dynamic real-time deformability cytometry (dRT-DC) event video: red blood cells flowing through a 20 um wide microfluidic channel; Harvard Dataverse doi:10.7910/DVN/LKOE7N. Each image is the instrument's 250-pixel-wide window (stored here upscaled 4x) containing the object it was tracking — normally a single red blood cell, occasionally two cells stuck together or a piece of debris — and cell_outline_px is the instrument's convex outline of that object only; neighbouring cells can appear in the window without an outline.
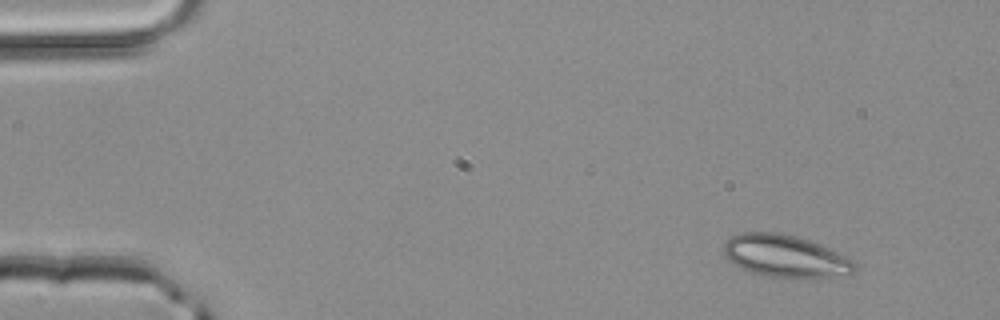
{"species": "common noctule bat (a hibernating species)", "species_latin": "Nyctalus noctula", "temperature_condition": "room temperature", "stored_images_in_passage": 3, "camera_frame_rate_fps": 3000, "um_per_image_px": 0.085, "animal": {"sex": "male", "body_mass_g": 20.4}, "frame": {"image": 1, "passage_image": 1, "time_ms": 0.0, "image_size_px": [1000, 320], "cell_outline_px": [[856, 268], [852, 272], [816, 280], [768, 276], [732, 264], [724, 256], [724, 240], [732, 236], [744, 232], [780, 232], [796, 236], [820, 244], [852, 260], [856, 264]], "centroid_in_image_um": [66.74, 21.78], "position_along_channel_um": 18.3, "area_um2": 32.37}}